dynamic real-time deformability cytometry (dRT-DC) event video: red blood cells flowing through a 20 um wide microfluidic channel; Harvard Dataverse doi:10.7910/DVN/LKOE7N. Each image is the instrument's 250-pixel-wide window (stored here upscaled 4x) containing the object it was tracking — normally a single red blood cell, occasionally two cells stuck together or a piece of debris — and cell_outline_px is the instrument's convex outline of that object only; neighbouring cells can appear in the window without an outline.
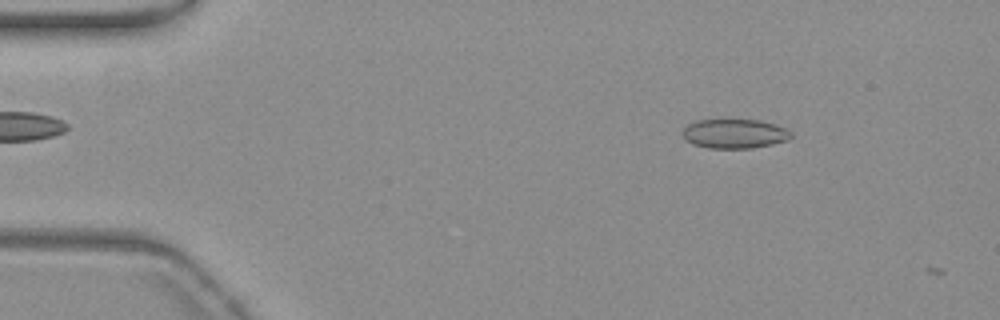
{"species": "common noctule bat (a hibernating species)", "species_latin": "Nyctalus noctula", "temperature_condition": "warm", "stored_images_in_passage": 5, "camera_frame_rate_fps": 3000, "um_per_image_px": 0.085, "animal": {"sex": "female", "body_mass_g": 19.3, "forearm_length_mm": 54.1}, "frame": {"image": 1, "passage_image": 1, "time_ms": 0.0, "image_size_px": [1000, 320], "cell_outline_px": [[792, 136], [788, 140], [772, 144], [752, 148], [708, 148], [692, 144], [680, 132], [688, 124], [700, 120], [756, 120], [776, 124], [792, 132]], "centroid_in_image_um": [62.44, 11.37], "position_along_channel_um": 22.6, "area_um2": 18.44}}